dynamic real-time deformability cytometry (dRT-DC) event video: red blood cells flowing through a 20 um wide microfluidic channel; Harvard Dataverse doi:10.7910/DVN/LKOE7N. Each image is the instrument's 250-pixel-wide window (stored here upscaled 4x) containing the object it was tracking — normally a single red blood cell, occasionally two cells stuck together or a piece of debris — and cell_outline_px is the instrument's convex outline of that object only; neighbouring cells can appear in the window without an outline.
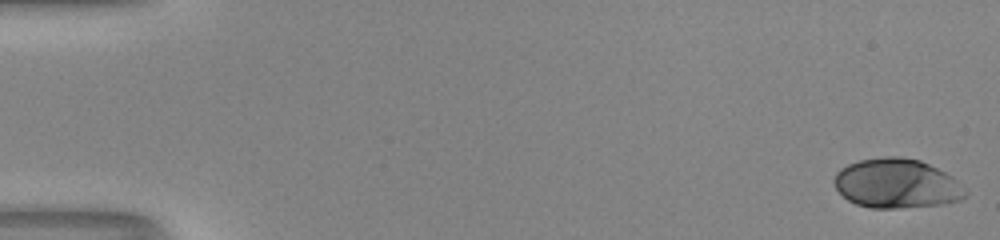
{"species": "human", "species_latin": "Homo sapiens", "temperature_condition": "room temperature", "stored_images_in_passage": 51, "camera_frame_rate_fps": 3000, "um_per_image_px": 0.085, "donor": {"sex": "male"}, "frame": {"image": 1, "passage_image": 1, "time_ms": 0.0, "image_size_px": [1000, 240], "cell_outline_px": [[968, 192], [960, 200], [944, 204], [896, 208], [872, 208], [856, 204], [848, 200], [836, 188], [832, 180], [836, 172], [840, 168], [848, 164], [860, 160], [884, 156], [900, 156], [920, 160], [952, 176]], "centroid_in_image_um": [76.19, 15.59], "position_along_channel_um": 8.8, "area_um2": 37.8}}
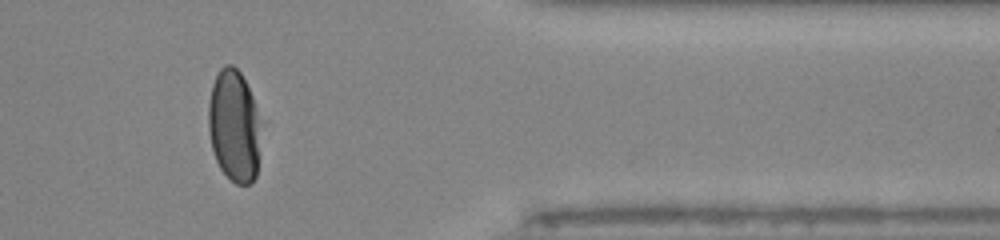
{"frame": {"image": 2, "passage_image": 43, "time_ms": 14.0, "image_size_px": [1000, 240], "cell_outline_px": [[260, 120], [256, 176], [252, 184], [236, 184], [220, 168], [216, 160], [212, 148], [208, 132], [208, 104], [212, 84], [220, 68], [224, 64], [232, 64], [240, 72], [252, 96]], "centroid_in_image_um": [19.87, 10.69], "position_along_channel_um": 391.5, "area_um2": 34.16}}
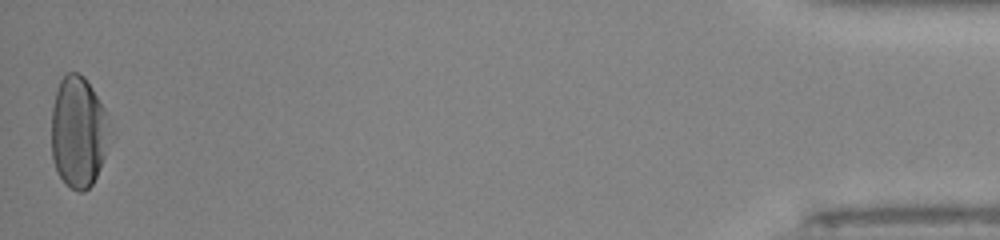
{"frame": {"image": 3, "passage_image": 51, "time_ms": 16.667, "image_size_px": [1000, 240], "cell_outline_px": [[108, 136], [104, 156], [96, 176], [92, 184], [84, 192], [80, 192], [64, 184], [52, 160], [52, 108], [56, 92], [60, 80], [64, 72], [76, 72], [84, 76], [92, 88], [104, 108]], "centroid_in_image_um": [6.62, 11.21], "position_along_channel_um": 428.6, "area_um2": 37.22}, "authors_computed_cell_mechanics": {"area_um2": 37.2232, "velocity_mm_per_s": 4.1207, "shape_relaxation_time_tau1_ms": 2.6828, "shape_relaxation_time_tau2_ms": null, "deformation_change_tau1": 0.1746, "deformation_change_tau2": null}}